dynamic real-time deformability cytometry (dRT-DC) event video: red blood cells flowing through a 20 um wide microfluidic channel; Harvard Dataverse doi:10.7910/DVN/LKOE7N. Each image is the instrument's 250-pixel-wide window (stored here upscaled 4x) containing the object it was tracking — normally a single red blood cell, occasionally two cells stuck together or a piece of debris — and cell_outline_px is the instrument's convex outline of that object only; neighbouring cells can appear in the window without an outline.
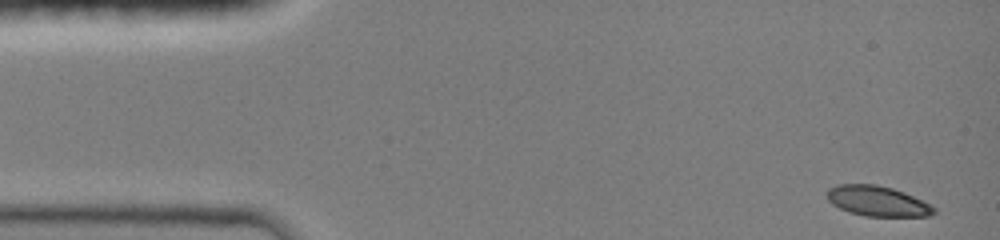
{"species": "common noctule bat (a hibernating species)", "species_latin": "Nyctalus noctula", "temperature_condition": "room temperature", "stored_images_in_passage": 21, "camera_frame_rate_fps": 3000, "um_per_image_px": 0.085, "animal": {"sex": "female", "body_mass_g": 19.0, "forearm_length_mm": 51.5}, "frame": {"image": 1, "passage_image": 1, "time_ms": 0.0, "image_size_px": [1000, 240], "cell_outline_px": [[936, 212], [928, 216], [864, 216], [848, 212], [832, 204], [828, 200], [828, 188], [836, 184], [876, 184], [892, 188], [904, 192], [936, 208]], "centroid_in_image_um": [74.55, 17.09], "position_along_channel_um": 10.4, "area_um2": 18.73}}
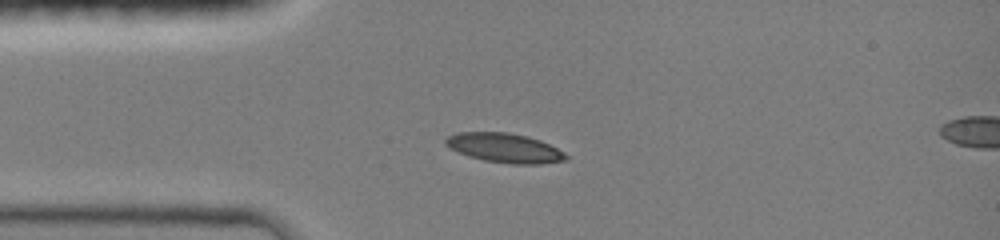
{"frame": {"image": 2, "passage_image": 15, "time_ms": 3.0, "image_size_px": [1000, 240], "cell_outline_px": [[568, 156], [564, 160], [540, 164], [512, 164], [484, 160], [468, 156], [444, 144], [444, 140], [448, 136], [456, 132], [508, 132], [540, 140], [564, 152]], "centroid_in_image_um": [42.87, 12.57], "position_along_channel_um": 42.1, "area_um2": 20.35}}